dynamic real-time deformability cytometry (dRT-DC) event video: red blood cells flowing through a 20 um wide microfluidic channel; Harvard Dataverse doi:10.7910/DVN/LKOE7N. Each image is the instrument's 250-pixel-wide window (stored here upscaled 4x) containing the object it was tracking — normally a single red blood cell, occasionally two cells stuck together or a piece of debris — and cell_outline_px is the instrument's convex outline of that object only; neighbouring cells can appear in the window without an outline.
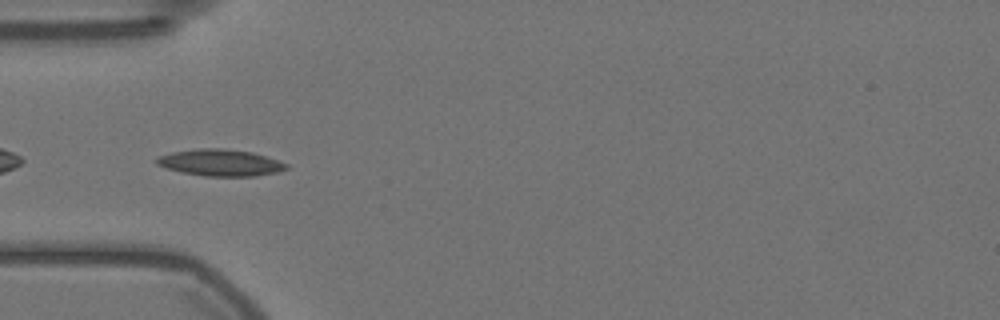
{"species": "Egyptian fruit bat (a non-hibernating species)", "species_latin": "Rousettus aegyptiacus", "temperature_condition": "warm", "stored_images_in_passage": 41, "camera_frame_rate_fps": 3000, "um_per_image_px": 0.085, "animal": {"sex": "female"}, "frame": {"image": 1, "passage_image": 2, "time_ms": 0.333, "image_size_px": [1000, 320], "cell_outline_px": [[288, 168], [276, 172], [256, 176], [204, 176], [184, 172], [168, 168], [156, 164], [156, 156], [172, 152], [200, 148], [224, 148], [252, 152], [288, 164]], "centroid_in_image_um": [18.71, 13.82], "position_along_channel_um": 66.3, "area_um2": 19.94}}
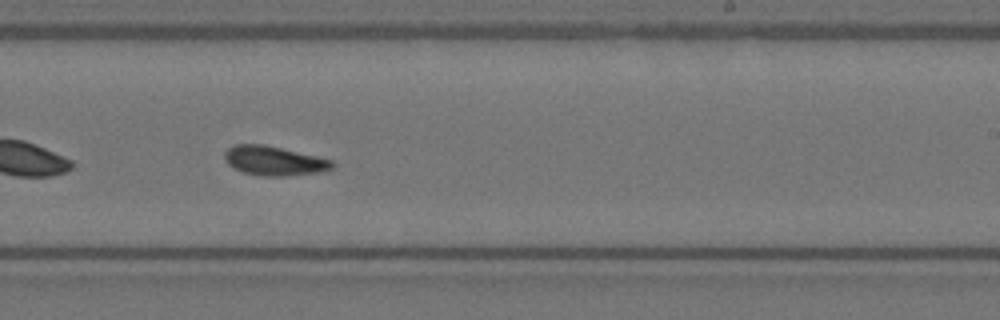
{"frame": {"image": 2, "passage_image": 19, "time_ms": 6.0, "image_size_px": [1000, 320], "cell_outline_px": [[336, 164], [332, 168], [320, 172], [288, 176], [264, 176], [244, 172], [232, 168], [228, 164], [224, 156], [224, 152], [228, 148], [236, 144], [264, 144], [316, 156], [332, 160]], "centroid_in_image_um": [23.29, 13.67], "position_along_channel_um": 265.7, "area_um2": 18.38}}
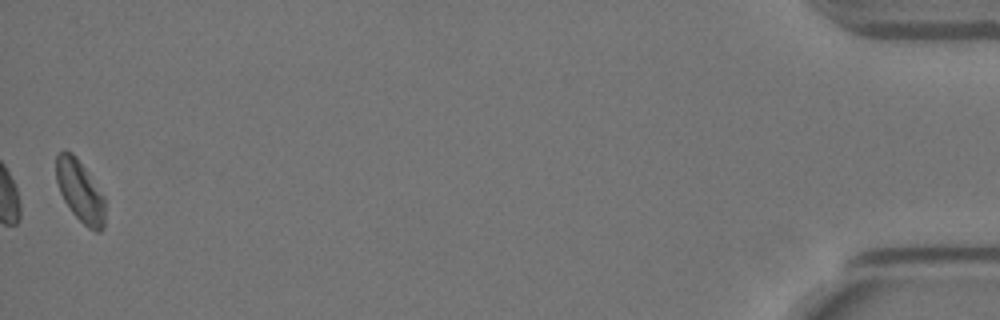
{"frame": {"image": 3, "passage_image": 41, "time_ms": 13.333, "image_size_px": [1000, 320], "cell_outline_px": [[104, 228], [100, 232], [96, 232], [88, 228], [72, 212], [64, 200], [60, 192], [56, 180], [56, 156], [64, 148], [72, 152], [76, 156], [104, 196]], "centroid_in_image_um": [6.79, 16.23], "position_along_channel_um": 428.4, "area_um2": 17.51}, "authors_computed_cell_mechanics": {"area_um2": 18.0336, "velocity_mm_per_s": 3.5208, "shape_relaxation_time_tau1_ms": 9.4544, "shape_relaxation_time_tau2_ms": 4.3284, "deformation_change_tau1": 0.1902, "deformation_change_tau2": 0.0766}}